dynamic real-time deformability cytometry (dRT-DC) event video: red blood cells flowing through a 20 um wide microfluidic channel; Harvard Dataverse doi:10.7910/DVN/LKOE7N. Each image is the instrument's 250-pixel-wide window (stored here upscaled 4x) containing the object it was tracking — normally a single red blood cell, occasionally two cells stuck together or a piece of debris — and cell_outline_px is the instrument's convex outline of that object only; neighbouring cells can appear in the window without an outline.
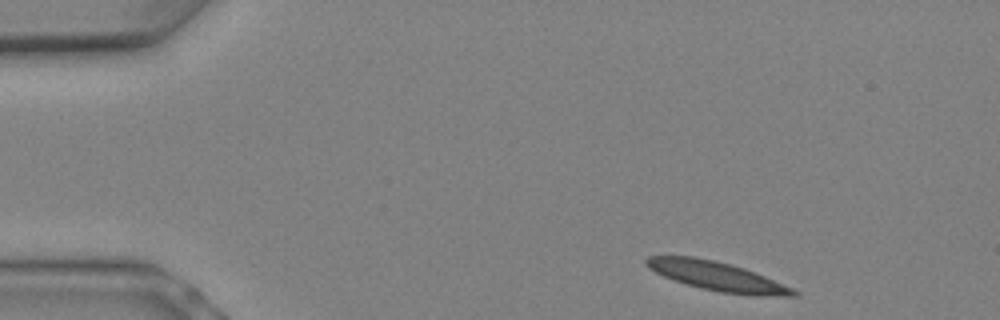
{"species": "Egyptian fruit bat (a non-hibernating species)", "species_latin": "Rousettus aegyptiacus", "temperature_condition": "warm", "stored_images_in_passage": 6, "camera_frame_rate_fps": 3000, "um_per_image_px": 0.085, "animal": {"sex": "female"}, "frame": {"image": 1, "passage_image": 1, "time_ms": 0.0, "image_size_px": [1000, 320], "cell_outline_px": [[800, 292], [796, 296], [752, 296], [720, 292], [700, 288], [664, 276], [648, 268], [644, 264], [644, 260], [648, 256], [692, 256], [712, 260], [744, 268], [756, 272], [792, 288]], "centroid_in_image_um": [60.97, 23.49], "position_along_channel_um": 24.0, "area_um2": 24.8}}
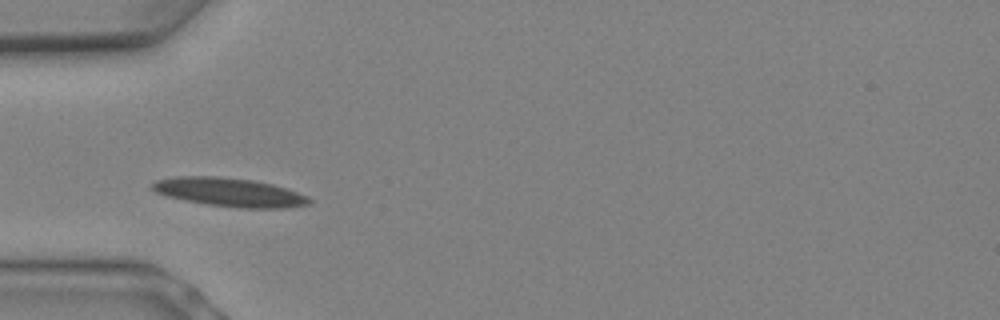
{"frame": {"image": 2, "passage_image": 5, "time_ms": 1.333, "image_size_px": [1000, 320], "cell_outline_px": [[312, 204], [284, 208], [240, 208], [208, 204], [168, 196], [156, 192], [152, 188], [152, 184], [156, 180], [176, 176], [216, 176], [252, 180], [272, 184], [308, 196], [312, 200]], "centroid_in_image_um": [19.54, 16.34], "position_along_channel_um": 65.5, "area_um2": 25.95}}